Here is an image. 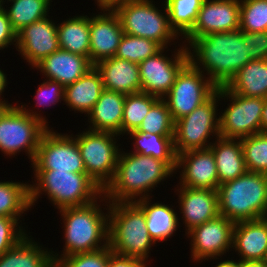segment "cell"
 <instances>
[{
  "instance_id": "8992f818",
  "label": "cell",
  "mask_w": 267,
  "mask_h": 267,
  "mask_svg": "<svg viewBox=\"0 0 267 267\" xmlns=\"http://www.w3.org/2000/svg\"><path fill=\"white\" fill-rule=\"evenodd\" d=\"M108 212L111 251L148 263L151 247L155 243L147 230L143 209L136 202H117L109 203Z\"/></svg>"
},
{
  "instance_id": "f907efd6",
  "label": "cell",
  "mask_w": 267,
  "mask_h": 267,
  "mask_svg": "<svg viewBox=\"0 0 267 267\" xmlns=\"http://www.w3.org/2000/svg\"><path fill=\"white\" fill-rule=\"evenodd\" d=\"M215 267H241V261L240 260H224L220 261Z\"/></svg>"
},
{
  "instance_id": "ba28073f",
  "label": "cell",
  "mask_w": 267,
  "mask_h": 267,
  "mask_svg": "<svg viewBox=\"0 0 267 267\" xmlns=\"http://www.w3.org/2000/svg\"><path fill=\"white\" fill-rule=\"evenodd\" d=\"M162 5L164 10L158 9L152 0H133L118 6L114 12L125 34L151 39L167 49L179 36L169 25L165 3Z\"/></svg>"
},
{
  "instance_id": "60d3db41",
  "label": "cell",
  "mask_w": 267,
  "mask_h": 267,
  "mask_svg": "<svg viewBox=\"0 0 267 267\" xmlns=\"http://www.w3.org/2000/svg\"><path fill=\"white\" fill-rule=\"evenodd\" d=\"M21 221L20 219L0 216V256L27 235L25 228L21 224L19 225Z\"/></svg>"
},
{
  "instance_id": "681fc988",
  "label": "cell",
  "mask_w": 267,
  "mask_h": 267,
  "mask_svg": "<svg viewBox=\"0 0 267 267\" xmlns=\"http://www.w3.org/2000/svg\"><path fill=\"white\" fill-rule=\"evenodd\" d=\"M241 267H267L266 260L241 261Z\"/></svg>"
},
{
  "instance_id": "7a4b0ae2",
  "label": "cell",
  "mask_w": 267,
  "mask_h": 267,
  "mask_svg": "<svg viewBox=\"0 0 267 267\" xmlns=\"http://www.w3.org/2000/svg\"><path fill=\"white\" fill-rule=\"evenodd\" d=\"M173 173L175 172L162 160L138 153H125L122 149L114 177L103 190V195L109 203L152 198L149 192Z\"/></svg>"
},
{
  "instance_id": "d4e9b609",
  "label": "cell",
  "mask_w": 267,
  "mask_h": 267,
  "mask_svg": "<svg viewBox=\"0 0 267 267\" xmlns=\"http://www.w3.org/2000/svg\"><path fill=\"white\" fill-rule=\"evenodd\" d=\"M104 90L102 77L93 66L74 83L65 86L64 104L68 108L87 114L92 110Z\"/></svg>"
},
{
  "instance_id": "7c38bea8",
  "label": "cell",
  "mask_w": 267,
  "mask_h": 267,
  "mask_svg": "<svg viewBox=\"0 0 267 267\" xmlns=\"http://www.w3.org/2000/svg\"><path fill=\"white\" fill-rule=\"evenodd\" d=\"M216 91L217 87L209 78L188 61L178 72L170 91L162 99L175 122L190 114Z\"/></svg>"
},
{
  "instance_id": "4316f807",
  "label": "cell",
  "mask_w": 267,
  "mask_h": 267,
  "mask_svg": "<svg viewBox=\"0 0 267 267\" xmlns=\"http://www.w3.org/2000/svg\"><path fill=\"white\" fill-rule=\"evenodd\" d=\"M151 198H141L135 202L143 209L147 230L151 239L156 242L167 241L179 228L177 212L171 206L161 203H150ZM150 200V201H149Z\"/></svg>"
},
{
  "instance_id": "f35d334b",
  "label": "cell",
  "mask_w": 267,
  "mask_h": 267,
  "mask_svg": "<svg viewBox=\"0 0 267 267\" xmlns=\"http://www.w3.org/2000/svg\"><path fill=\"white\" fill-rule=\"evenodd\" d=\"M243 32L267 31V0H240V27Z\"/></svg>"
},
{
  "instance_id": "8fae6325",
  "label": "cell",
  "mask_w": 267,
  "mask_h": 267,
  "mask_svg": "<svg viewBox=\"0 0 267 267\" xmlns=\"http://www.w3.org/2000/svg\"><path fill=\"white\" fill-rule=\"evenodd\" d=\"M219 99L230 101L224 112L218 115L221 138L242 139L261 133L264 98L244 97L223 86L219 87Z\"/></svg>"
},
{
  "instance_id": "9a60e30c",
  "label": "cell",
  "mask_w": 267,
  "mask_h": 267,
  "mask_svg": "<svg viewBox=\"0 0 267 267\" xmlns=\"http://www.w3.org/2000/svg\"><path fill=\"white\" fill-rule=\"evenodd\" d=\"M234 222L222 215L193 228L187 234L191 239V258L195 263L222 258L232 250Z\"/></svg>"
},
{
  "instance_id": "1f68e13d",
  "label": "cell",
  "mask_w": 267,
  "mask_h": 267,
  "mask_svg": "<svg viewBox=\"0 0 267 267\" xmlns=\"http://www.w3.org/2000/svg\"><path fill=\"white\" fill-rule=\"evenodd\" d=\"M30 209L28 182H0V216L20 219L22 214Z\"/></svg>"
},
{
  "instance_id": "b9f144b4",
  "label": "cell",
  "mask_w": 267,
  "mask_h": 267,
  "mask_svg": "<svg viewBox=\"0 0 267 267\" xmlns=\"http://www.w3.org/2000/svg\"><path fill=\"white\" fill-rule=\"evenodd\" d=\"M46 80V81H45ZM38 87L35 95L36 105L51 106L56 105L61 100L64 101L65 87L57 81L45 79Z\"/></svg>"
},
{
  "instance_id": "8d00e7d4",
  "label": "cell",
  "mask_w": 267,
  "mask_h": 267,
  "mask_svg": "<svg viewBox=\"0 0 267 267\" xmlns=\"http://www.w3.org/2000/svg\"><path fill=\"white\" fill-rule=\"evenodd\" d=\"M240 140L247 170L267 174V133L261 132Z\"/></svg>"
},
{
  "instance_id": "d6a6232c",
  "label": "cell",
  "mask_w": 267,
  "mask_h": 267,
  "mask_svg": "<svg viewBox=\"0 0 267 267\" xmlns=\"http://www.w3.org/2000/svg\"><path fill=\"white\" fill-rule=\"evenodd\" d=\"M6 12L16 33L48 16L52 0H13ZM49 9V10H48Z\"/></svg>"
},
{
  "instance_id": "f546056e",
  "label": "cell",
  "mask_w": 267,
  "mask_h": 267,
  "mask_svg": "<svg viewBox=\"0 0 267 267\" xmlns=\"http://www.w3.org/2000/svg\"><path fill=\"white\" fill-rule=\"evenodd\" d=\"M57 35L60 49L86 56L89 59L90 31L87 15L69 17L62 23H58Z\"/></svg>"
},
{
  "instance_id": "836d02e7",
  "label": "cell",
  "mask_w": 267,
  "mask_h": 267,
  "mask_svg": "<svg viewBox=\"0 0 267 267\" xmlns=\"http://www.w3.org/2000/svg\"><path fill=\"white\" fill-rule=\"evenodd\" d=\"M204 0H165L169 25L177 35L185 36L194 26Z\"/></svg>"
},
{
  "instance_id": "d590c367",
  "label": "cell",
  "mask_w": 267,
  "mask_h": 267,
  "mask_svg": "<svg viewBox=\"0 0 267 267\" xmlns=\"http://www.w3.org/2000/svg\"><path fill=\"white\" fill-rule=\"evenodd\" d=\"M162 49L160 44L151 39L124 33L114 57L139 64Z\"/></svg>"
},
{
  "instance_id": "44dd1931",
  "label": "cell",
  "mask_w": 267,
  "mask_h": 267,
  "mask_svg": "<svg viewBox=\"0 0 267 267\" xmlns=\"http://www.w3.org/2000/svg\"><path fill=\"white\" fill-rule=\"evenodd\" d=\"M232 248L240 261L267 259V217L236 222L233 227Z\"/></svg>"
},
{
  "instance_id": "5b68a950",
  "label": "cell",
  "mask_w": 267,
  "mask_h": 267,
  "mask_svg": "<svg viewBox=\"0 0 267 267\" xmlns=\"http://www.w3.org/2000/svg\"><path fill=\"white\" fill-rule=\"evenodd\" d=\"M217 193L219 214L234 223L267 217V174L247 171Z\"/></svg>"
},
{
  "instance_id": "f6af8a7d",
  "label": "cell",
  "mask_w": 267,
  "mask_h": 267,
  "mask_svg": "<svg viewBox=\"0 0 267 267\" xmlns=\"http://www.w3.org/2000/svg\"><path fill=\"white\" fill-rule=\"evenodd\" d=\"M107 267H148L146 261L138 258L127 257L112 253L107 262Z\"/></svg>"
},
{
  "instance_id": "4fadbf2b",
  "label": "cell",
  "mask_w": 267,
  "mask_h": 267,
  "mask_svg": "<svg viewBox=\"0 0 267 267\" xmlns=\"http://www.w3.org/2000/svg\"><path fill=\"white\" fill-rule=\"evenodd\" d=\"M34 170H55L86 173L77 142L68 135L47 129L39 142L36 157L31 163Z\"/></svg>"
},
{
  "instance_id": "6da1fadb",
  "label": "cell",
  "mask_w": 267,
  "mask_h": 267,
  "mask_svg": "<svg viewBox=\"0 0 267 267\" xmlns=\"http://www.w3.org/2000/svg\"><path fill=\"white\" fill-rule=\"evenodd\" d=\"M187 50L189 61L202 73L206 72L217 88L226 86L251 61L247 42L243 41V31L240 29L196 38L187 45Z\"/></svg>"
},
{
  "instance_id": "7402d4cb",
  "label": "cell",
  "mask_w": 267,
  "mask_h": 267,
  "mask_svg": "<svg viewBox=\"0 0 267 267\" xmlns=\"http://www.w3.org/2000/svg\"><path fill=\"white\" fill-rule=\"evenodd\" d=\"M92 67L86 56L63 49L48 55L35 66L46 79L57 81L64 87L74 83Z\"/></svg>"
},
{
  "instance_id": "ffe728a7",
  "label": "cell",
  "mask_w": 267,
  "mask_h": 267,
  "mask_svg": "<svg viewBox=\"0 0 267 267\" xmlns=\"http://www.w3.org/2000/svg\"><path fill=\"white\" fill-rule=\"evenodd\" d=\"M177 185L179 210L182 213L185 233L217 217L219 214L217 190L190 188ZM180 190V191H179ZM179 193V194H178Z\"/></svg>"
},
{
  "instance_id": "7dc6e473",
  "label": "cell",
  "mask_w": 267,
  "mask_h": 267,
  "mask_svg": "<svg viewBox=\"0 0 267 267\" xmlns=\"http://www.w3.org/2000/svg\"><path fill=\"white\" fill-rule=\"evenodd\" d=\"M8 82H7V77L6 74L4 73V71H2L0 69V100L6 105V106H11L12 104L8 103V101H6L5 99H3L2 94H4L3 92L5 91V88L7 86ZM6 101V102H5Z\"/></svg>"
},
{
  "instance_id": "cb8c5ba5",
  "label": "cell",
  "mask_w": 267,
  "mask_h": 267,
  "mask_svg": "<svg viewBox=\"0 0 267 267\" xmlns=\"http://www.w3.org/2000/svg\"><path fill=\"white\" fill-rule=\"evenodd\" d=\"M125 96V94L104 89L92 110L87 114L90 124L88 130L122 135Z\"/></svg>"
},
{
  "instance_id": "277c9868",
  "label": "cell",
  "mask_w": 267,
  "mask_h": 267,
  "mask_svg": "<svg viewBox=\"0 0 267 267\" xmlns=\"http://www.w3.org/2000/svg\"><path fill=\"white\" fill-rule=\"evenodd\" d=\"M33 171L35 183L29 184L31 208L42 193L58 210L90 204L103 194V190L86 173Z\"/></svg>"
},
{
  "instance_id": "ab89813d",
  "label": "cell",
  "mask_w": 267,
  "mask_h": 267,
  "mask_svg": "<svg viewBox=\"0 0 267 267\" xmlns=\"http://www.w3.org/2000/svg\"><path fill=\"white\" fill-rule=\"evenodd\" d=\"M112 253L108 245L97 251L58 258L54 263L55 267H107L108 258Z\"/></svg>"
},
{
  "instance_id": "2e32d148",
  "label": "cell",
  "mask_w": 267,
  "mask_h": 267,
  "mask_svg": "<svg viewBox=\"0 0 267 267\" xmlns=\"http://www.w3.org/2000/svg\"><path fill=\"white\" fill-rule=\"evenodd\" d=\"M239 27L240 0H204L193 28L180 39H185L187 47L196 38L235 31Z\"/></svg>"
},
{
  "instance_id": "9c48e42d",
  "label": "cell",
  "mask_w": 267,
  "mask_h": 267,
  "mask_svg": "<svg viewBox=\"0 0 267 267\" xmlns=\"http://www.w3.org/2000/svg\"><path fill=\"white\" fill-rule=\"evenodd\" d=\"M218 101H221L219 87L207 101L175 121L173 141L176 155L190 150L207 149L212 144L208 140L214 136L220 137Z\"/></svg>"
},
{
  "instance_id": "83f0119b",
  "label": "cell",
  "mask_w": 267,
  "mask_h": 267,
  "mask_svg": "<svg viewBox=\"0 0 267 267\" xmlns=\"http://www.w3.org/2000/svg\"><path fill=\"white\" fill-rule=\"evenodd\" d=\"M225 87L244 97L267 98V59L247 62Z\"/></svg>"
},
{
  "instance_id": "74e56055",
  "label": "cell",
  "mask_w": 267,
  "mask_h": 267,
  "mask_svg": "<svg viewBox=\"0 0 267 267\" xmlns=\"http://www.w3.org/2000/svg\"><path fill=\"white\" fill-rule=\"evenodd\" d=\"M174 125L169 108L163 99H159L144 117L137 132H149L162 136H174Z\"/></svg>"
},
{
  "instance_id": "30bf717a",
  "label": "cell",
  "mask_w": 267,
  "mask_h": 267,
  "mask_svg": "<svg viewBox=\"0 0 267 267\" xmlns=\"http://www.w3.org/2000/svg\"><path fill=\"white\" fill-rule=\"evenodd\" d=\"M119 135L112 132L85 129L73 136L77 142L86 174L102 190L112 181L120 153L116 145Z\"/></svg>"
},
{
  "instance_id": "bcb514c9",
  "label": "cell",
  "mask_w": 267,
  "mask_h": 267,
  "mask_svg": "<svg viewBox=\"0 0 267 267\" xmlns=\"http://www.w3.org/2000/svg\"><path fill=\"white\" fill-rule=\"evenodd\" d=\"M99 10L114 11L118 6L133 0H95Z\"/></svg>"
},
{
  "instance_id": "7bdbcfd3",
  "label": "cell",
  "mask_w": 267,
  "mask_h": 267,
  "mask_svg": "<svg viewBox=\"0 0 267 267\" xmlns=\"http://www.w3.org/2000/svg\"><path fill=\"white\" fill-rule=\"evenodd\" d=\"M243 41L247 42L250 60L267 59V31L243 32Z\"/></svg>"
},
{
  "instance_id": "5bb4252c",
  "label": "cell",
  "mask_w": 267,
  "mask_h": 267,
  "mask_svg": "<svg viewBox=\"0 0 267 267\" xmlns=\"http://www.w3.org/2000/svg\"><path fill=\"white\" fill-rule=\"evenodd\" d=\"M163 48L156 55L141 61L139 66L141 92L162 99L171 89L181 68L189 61L187 47L175 49L170 58Z\"/></svg>"
},
{
  "instance_id": "e575fe53",
  "label": "cell",
  "mask_w": 267,
  "mask_h": 267,
  "mask_svg": "<svg viewBox=\"0 0 267 267\" xmlns=\"http://www.w3.org/2000/svg\"><path fill=\"white\" fill-rule=\"evenodd\" d=\"M159 99L144 92L126 95L122 118V136L130 131L137 130L150 108Z\"/></svg>"
},
{
  "instance_id": "d6986e66",
  "label": "cell",
  "mask_w": 267,
  "mask_h": 267,
  "mask_svg": "<svg viewBox=\"0 0 267 267\" xmlns=\"http://www.w3.org/2000/svg\"><path fill=\"white\" fill-rule=\"evenodd\" d=\"M100 13L89 18V61L93 66L115 56L124 34L120 19L114 11L103 10Z\"/></svg>"
},
{
  "instance_id": "ac0fdd59",
  "label": "cell",
  "mask_w": 267,
  "mask_h": 267,
  "mask_svg": "<svg viewBox=\"0 0 267 267\" xmlns=\"http://www.w3.org/2000/svg\"><path fill=\"white\" fill-rule=\"evenodd\" d=\"M182 168V169H181ZM180 172V186L217 190L219 186L214 154L210 148L177 154L176 171Z\"/></svg>"
},
{
  "instance_id": "ee69618b",
  "label": "cell",
  "mask_w": 267,
  "mask_h": 267,
  "mask_svg": "<svg viewBox=\"0 0 267 267\" xmlns=\"http://www.w3.org/2000/svg\"><path fill=\"white\" fill-rule=\"evenodd\" d=\"M15 42H17V33L11 26L5 8L0 7V50L7 48L9 45H15L16 47Z\"/></svg>"
},
{
  "instance_id": "c3c4849f",
  "label": "cell",
  "mask_w": 267,
  "mask_h": 267,
  "mask_svg": "<svg viewBox=\"0 0 267 267\" xmlns=\"http://www.w3.org/2000/svg\"><path fill=\"white\" fill-rule=\"evenodd\" d=\"M261 132L267 133V98L264 99V106L262 110Z\"/></svg>"
},
{
  "instance_id": "52a82bcc",
  "label": "cell",
  "mask_w": 267,
  "mask_h": 267,
  "mask_svg": "<svg viewBox=\"0 0 267 267\" xmlns=\"http://www.w3.org/2000/svg\"><path fill=\"white\" fill-rule=\"evenodd\" d=\"M48 128L40 112L23 104L6 106L0 112V150L9 157L24 150L33 163L40 139Z\"/></svg>"
},
{
  "instance_id": "484cf974",
  "label": "cell",
  "mask_w": 267,
  "mask_h": 267,
  "mask_svg": "<svg viewBox=\"0 0 267 267\" xmlns=\"http://www.w3.org/2000/svg\"><path fill=\"white\" fill-rule=\"evenodd\" d=\"M209 146L216 162L219 185L234 180L248 170L240 139L215 138Z\"/></svg>"
},
{
  "instance_id": "816d5d0a",
  "label": "cell",
  "mask_w": 267,
  "mask_h": 267,
  "mask_svg": "<svg viewBox=\"0 0 267 267\" xmlns=\"http://www.w3.org/2000/svg\"><path fill=\"white\" fill-rule=\"evenodd\" d=\"M6 107V105L0 100V112Z\"/></svg>"
},
{
  "instance_id": "f5cc1de1",
  "label": "cell",
  "mask_w": 267,
  "mask_h": 267,
  "mask_svg": "<svg viewBox=\"0 0 267 267\" xmlns=\"http://www.w3.org/2000/svg\"><path fill=\"white\" fill-rule=\"evenodd\" d=\"M10 1H13V0H7V2H10ZM6 0H0V6L1 7H4V4H5Z\"/></svg>"
},
{
  "instance_id": "3957f363",
  "label": "cell",
  "mask_w": 267,
  "mask_h": 267,
  "mask_svg": "<svg viewBox=\"0 0 267 267\" xmlns=\"http://www.w3.org/2000/svg\"><path fill=\"white\" fill-rule=\"evenodd\" d=\"M102 194L101 204L94 202L81 207H67L59 212L63 219L64 242L63 253L58 254L52 251V258L55 262L58 258L67 257L73 254L93 252L109 245V202ZM98 203V204H97Z\"/></svg>"
},
{
  "instance_id": "4dcf8cb0",
  "label": "cell",
  "mask_w": 267,
  "mask_h": 267,
  "mask_svg": "<svg viewBox=\"0 0 267 267\" xmlns=\"http://www.w3.org/2000/svg\"><path fill=\"white\" fill-rule=\"evenodd\" d=\"M135 140L134 152L164 161L176 172L177 155L174 150V136H162L149 132L130 131L127 135Z\"/></svg>"
},
{
  "instance_id": "603a6c76",
  "label": "cell",
  "mask_w": 267,
  "mask_h": 267,
  "mask_svg": "<svg viewBox=\"0 0 267 267\" xmlns=\"http://www.w3.org/2000/svg\"><path fill=\"white\" fill-rule=\"evenodd\" d=\"M99 71L105 90L125 95L141 92V80L137 63L111 57L94 65Z\"/></svg>"
},
{
  "instance_id": "e0dca14e",
  "label": "cell",
  "mask_w": 267,
  "mask_h": 267,
  "mask_svg": "<svg viewBox=\"0 0 267 267\" xmlns=\"http://www.w3.org/2000/svg\"><path fill=\"white\" fill-rule=\"evenodd\" d=\"M46 16L17 33L16 49L32 69L45 57L60 49L57 25Z\"/></svg>"
},
{
  "instance_id": "f1b7e54d",
  "label": "cell",
  "mask_w": 267,
  "mask_h": 267,
  "mask_svg": "<svg viewBox=\"0 0 267 267\" xmlns=\"http://www.w3.org/2000/svg\"><path fill=\"white\" fill-rule=\"evenodd\" d=\"M24 236L16 245L0 256V267H55L52 250Z\"/></svg>"
}]
</instances>
